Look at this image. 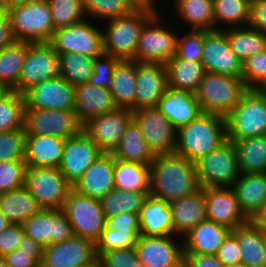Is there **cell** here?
I'll return each mask as SVG.
<instances>
[{
	"label": "cell",
	"instance_id": "1",
	"mask_svg": "<svg viewBox=\"0 0 266 267\" xmlns=\"http://www.w3.org/2000/svg\"><path fill=\"white\" fill-rule=\"evenodd\" d=\"M200 188L195 164L184 156L158 155L150 164V194L157 198L170 203Z\"/></svg>",
	"mask_w": 266,
	"mask_h": 267
},
{
	"label": "cell",
	"instance_id": "2",
	"mask_svg": "<svg viewBox=\"0 0 266 267\" xmlns=\"http://www.w3.org/2000/svg\"><path fill=\"white\" fill-rule=\"evenodd\" d=\"M227 140L226 118L202 112L177 129L175 153L195 163Z\"/></svg>",
	"mask_w": 266,
	"mask_h": 267
},
{
	"label": "cell",
	"instance_id": "3",
	"mask_svg": "<svg viewBox=\"0 0 266 267\" xmlns=\"http://www.w3.org/2000/svg\"><path fill=\"white\" fill-rule=\"evenodd\" d=\"M157 13L150 9L137 8L132 13L109 19L103 31L104 54L120 60H135L136 49L143 26Z\"/></svg>",
	"mask_w": 266,
	"mask_h": 267
},
{
	"label": "cell",
	"instance_id": "4",
	"mask_svg": "<svg viewBox=\"0 0 266 267\" xmlns=\"http://www.w3.org/2000/svg\"><path fill=\"white\" fill-rule=\"evenodd\" d=\"M247 89L241 77L206 72L194 94L203 113L227 117Z\"/></svg>",
	"mask_w": 266,
	"mask_h": 267
},
{
	"label": "cell",
	"instance_id": "5",
	"mask_svg": "<svg viewBox=\"0 0 266 267\" xmlns=\"http://www.w3.org/2000/svg\"><path fill=\"white\" fill-rule=\"evenodd\" d=\"M228 140L266 135V94L258 88H248L239 104L227 116Z\"/></svg>",
	"mask_w": 266,
	"mask_h": 267
},
{
	"label": "cell",
	"instance_id": "6",
	"mask_svg": "<svg viewBox=\"0 0 266 267\" xmlns=\"http://www.w3.org/2000/svg\"><path fill=\"white\" fill-rule=\"evenodd\" d=\"M9 20L17 41L49 42L55 31L47 0H33L10 9Z\"/></svg>",
	"mask_w": 266,
	"mask_h": 267
},
{
	"label": "cell",
	"instance_id": "7",
	"mask_svg": "<svg viewBox=\"0 0 266 267\" xmlns=\"http://www.w3.org/2000/svg\"><path fill=\"white\" fill-rule=\"evenodd\" d=\"M194 164L201 188H232L241 175L237 153L230 140Z\"/></svg>",
	"mask_w": 266,
	"mask_h": 267
},
{
	"label": "cell",
	"instance_id": "8",
	"mask_svg": "<svg viewBox=\"0 0 266 267\" xmlns=\"http://www.w3.org/2000/svg\"><path fill=\"white\" fill-rule=\"evenodd\" d=\"M75 236L96 243L106 226V218L98 198L82 195L71 189L62 209Z\"/></svg>",
	"mask_w": 266,
	"mask_h": 267
},
{
	"label": "cell",
	"instance_id": "9",
	"mask_svg": "<svg viewBox=\"0 0 266 267\" xmlns=\"http://www.w3.org/2000/svg\"><path fill=\"white\" fill-rule=\"evenodd\" d=\"M25 187L42 209H63L72 185L57 167H28Z\"/></svg>",
	"mask_w": 266,
	"mask_h": 267
},
{
	"label": "cell",
	"instance_id": "10",
	"mask_svg": "<svg viewBox=\"0 0 266 267\" xmlns=\"http://www.w3.org/2000/svg\"><path fill=\"white\" fill-rule=\"evenodd\" d=\"M48 43L58 55L74 52L98 58L104 54L103 32L87 20L55 30Z\"/></svg>",
	"mask_w": 266,
	"mask_h": 267
},
{
	"label": "cell",
	"instance_id": "11",
	"mask_svg": "<svg viewBox=\"0 0 266 267\" xmlns=\"http://www.w3.org/2000/svg\"><path fill=\"white\" fill-rule=\"evenodd\" d=\"M132 120L154 156L175 153L177 129L157 107L132 111Z\"/></svg>",
	"mask_w": 266,
	"mask_h": 267
},
{
	"label": "cell",
	"instance_id": "12",
	"mask_svg": "<svg viewBox=\"0 0 266 267\" xmlns=\"http://www.w3.org/2000/svg\"><path fill=\"white\" fill-rule=\"evenodd\" d=\"M59 76V55L48 42H27V56L18 82V93Z\"/></svg>",
	"mask_w": 266,
	"mask_h": 267
},
{
	"label": "cell",
	"instance_id": "13",
	"mask_svg": "<svg viewBox=\"0 0 266 267\" xmlns=\"http://www.w3.org/2000/svg\"><path fill=\"white\" fill-rule=\"evenodd\" d=\"M26 135H50L64 139L77 136L83 125L75 111L55 109H25Z\"/></svg>",
	"mask_w": 266,
	"mask_h": 267
},
{
	"label": "cell",
	"instance_id": "14",
	"mask_svg": "<svg viewBox=\"0 0 266 267\" xmlns=\"http://www.w3.org/2000/svg\"><path fill=\"white\" fill-rule=\"evenodd\" d=\"M156 13L142 28L136 49V61L141 63H161L163 65L177 52L178 35L160 23Z\"/></svg>",
	"mask_w": 266,
	"mask_h": 267
},
{
	"label": "cell",
	"instance_id": "15",
	"mask_svg": "<svg viewBox=\"0 0 266 267\" xmlns=\"http://www.w3.org/2000/svg\"><path fill=\"white\" fill-rule=\"evenodd\" d=\"M201 62L206 72L242 78L243 61L232 51L223 30H203Z\"/></svg>",
	"mask_w": 266,
	"mask_h": 267
},
{
	"label": "cell",
	"instance_id": "16",
	"mask_svg": "<svg viewBox=\"0 0 266 267\" xmlns=\"http://www.w3.org/2000/svg\"><path fill=\"white\" fill-rule=\"evenodd\" d=\"M25 109H55L74 111L75 86L61 76H56L27 90Z\"/></svg>",
	"mask_w": 266,
	"mask_h": 267
},
{
	"label": "cell",
	"instance_id": "17",
	"mask_svg": "<svg viewBox=\"0 0 266 267\" xmlns=\"http://www.w3.org/2000/svg\"><path fill=\"white\" fill-rule=\"evenodd\" d=\"M131 121L130 109L117 108L91 118L83 125V130L103 152L112 153Z\"/></svg>",
	"mask_w": 266,
	"mask_h": 267
},
{
	"label": "cell",
	"instance_id": "18",
	"mask_svg": "<svg viewBox=\"0 0 266 267\" xmlns=\"http://www.w3.org/2000/svg\"><path fill=\"white\" fill-rule=\"evenodd\" d=\"M103 153L97 144L82 130L65 141L60 171L72 185Z\"/></svg>",
	"mask_w": 266,
	"mask_h": 267
},
{
	"label": "cell",
	"instance_id": "19",
	"mask_svg": "<svg viewBox=\"0 0 266 267\" xmlns=\"http://www.w3.org/2000/svg\"><path fill=\"white\" fill-rule=\"evenodd\" d=\"M96 257L95 243L74 235L44 247L41 267H81Z\"/></svg>",
	"mask_w": 266,
	"mask_h": 267
},
{
	"label": "cell",
	"instance_id": "20",
	"mask_svg": "<svg viewBox=\"0 0 266 267\" xmlns=\"http://www.w3.org/2000/svg\"><path fill=\"white\" fill-rule=\"evenodd\" d=\"M135 247L144 267H181L183 265V245L177 244L170 235H140Z\"/></svg>",
	"mask_w": 266,
	"mask_h": 267
},
{
	"label": "cell",
	"instance_id": "21",
	"mask_svg": "<svg viewBox=\"0 0 266 267\" xmlns=\"http://www.w3.org/2000/svg\"><path fill=\"white\" fill-rule=\"evenodd\" d=\"M207 220L224 225L231 230L248 222L241 211L239 202L232 188H204Z\"/></svg>",
	"mask_w": 266,
	"mask_h": 267
},
{
	"label": "cell",
	"instance_id": "22",
	"mask_svg": "<svg viewBox=\"0 0 266 267\" xmlns=\"http://www.w3.org/2000/svg\"><path fill=\"white\" fill-rule=\"evenodd\" d=\"M135 110L157 107L168 88L166 66L136 61Z\"/></svg>",
	"mask_w": 266,
	"mask_h": 267
},
{
	"label": "cell",
	"instance_id": "23",
	"mask_svg": "<svg viewBox=\"0 0 266 267\" xmlns=\"http://www.w3.org/2000/svg\"><path fill=\"white\" fill-rule=\"evenodd\" d=\"M114 167L113 154L103 152L72 184V189L82 195L98 199L104 197L114 189Z\"/></svg>",
	"mask_w": 266,
	"mask_h": 267
},
{
	"label": "cell",
	"instance_id": "24",
	"mask_svg": "<svg viewBox=\"0 0 266 267\" xmlns=\"http://www.w3.org/2000/svg\"><path fill=\"white\" fill-rule=\"evenodd\" d=\"M112 93L104 87L90 82L75 86V113L84 125L91 118L116 110Z\"/></svg>",
	"mask_w": 266,
	"mask_h": 267
},
{
	"label": "cell",
	"instance_id": "25",
	"mask_svg": "<svg viewBox=\"0 0 266 267\" xmlns=\"http://www.w3.org/2000/svg\"><path fill=\"white\" fill-rule=\"evenodd\" d=\"M157 108L176 129L195 120L202 113L194 93L171 87L167 88Z\"/></svg>",
	"mask_w": 266,
	"mask_h": 267
},
{
	"label": "cell",
	"instance_id": "26",
	"mask_svg": "<svg viewBox=\"0 0 266 267\" xmlns=\"http://www.w3.org/2000/svg\"><path fill=\"white\" fill-rule=\"evenodd\" d=\"M66 139L50 135H26L27 167H57L62 163Z\"/></svg>",
	"mask_w": 266,
	"mask_h": 267
},
{
	"label": "cell",
	"instance_id": "27",
	"mask_svg": "<svg viewBox=\"0 0 266 267\" xmlns=\"http://www.w3.org/2000/svg\"><path fill=\"white\" fill-rule=\"evenodd\" d=\"M232 230L214 221L205 220L184 236V253L216 255Z\"/></svg>",
	"mask_w": 266,
	"mask_h": 267
},
{
	"label": "cell",
	"instance_id": "28",
	"mask_svg": "<svg viewBox=\"0 0 266 267\" xmlns=\"http://www.w3.org/2000/svg\"><path fill=\"white\" fill-rule=\"evenodd\" d=\"M175 235L185 236L199 223L207 220L204 188L169 203Z\"/></svg>",
	"mask_w": 266,
	"mask_h": 267
},
{
	"label": "cell",
	"instance_id": "29",
	"mask_svg": "<svg viewBox=\"0 0 266 267\" xmlns=\"http://www.w3.org/2000/svg\"><path fill=\"white\" fill-rule=\"evenodd\" d=\"M138 217L141 235L173 236L175 234L169 202L163 199L149 194Z\"/></svg>",
	"mask_w": 266,
	"mask_h": 267
},
{
	"label": "cell",
	"instance_id": "30",
	"mask_svg": "<svg viewBox=\"0 0 266 267\" xmlns=\"http://www.w3.org/2000/svg\"><path fill=\"white\" fill-rule=\"evenodd\" d=\"M232 189L241 211L249 219L266 201V173L241 174Z\"/></svg>",
	"mask_w": 266,
	"mask_h": 267
},
{
	"label": "cell",
	"instance_id": "31",
	"mask_svg": "<svg viewBox=\"0 0 266 267\" xmlns=\"http://www.w3.org/2000/svg\"><path fill=\"white\" fill-rule=\"evenodd\" d=\"M168 87L195 93L206 73L201 61H191L174 55L166 64Z\"/></svg>",
	"mask_w": 266,
	"mask_h": 267
},
{
	"label": "cell",
	"instance_id": "32",
	"mask_svg": "<svg viewBox=\"0 0 266 267\" xmlns=\"http://www.w3.org/2000/svg\"><path fill=\"white\" fill-rule=\"evenodd\" d=\"M232 233L237 237L241 251V263L246 267H266V248L263 232L249 221Z\"/></svg>",
	"mask_w": 266,
	"mask_h": 267
},
{
	"label": "cell",
	"instance_id": "33",
	"mask_svg": "<svg viewBox=\"0 0 266 267\" xmlns=\"http://www.w3.org/2000/svg\"><path fill=\"white\" fill-rule=\"evenodd\" d=\"M120 161L150 165L155 158L139 127L132 120L126 127L118 146L112 152Z\"/></svg>",
	"mask_w": 266,
	"mask_h": 267
},
{
	"label": "cell",
	"instance_id": "34",
	"mask_svg": "<svg viewBox=\"0 0 266 267\" xmlns=\"http://www.w3.org/2000/svg\"><path fill=\"white\" fill-rule=\"evenodd\" d=\"M136 61L120 60L113 72L111 93L118 108L135 110Z\"/></svg>",
	"mask_w": 266,
	"mask_h": 267
},
{
	"label": "cell",
	"instance_id": "35",
	"mask_svg": "<svg viewBox=\"0 0 266 267\" xmlns=\"http://www.w3.org/2000/svg\"><path fill=\"white\" fill-rule=\"evenodd\" d=\"M41 209L25 186L0 193V210L10 223L22 225Z\"/></svg>",
	"mask_w": 266,
	"mask_h": 267
},
{
	"label": "cell",
	"instance_id": "36",
	"mask_svg": "<svg viewBox=\"0 0 266 267\" xmlns=\"http://www.w3.org/2000/svg\"><path fill=\"white\" fill-rule=\"evenodd\" d=\"M241 174L266 173V135L233 142Z\"/></svg>",
	"mask_w": 266,
	"mask_h": 267
},
{
	"label": "cell",
	"instance_id": "37",
	"mask_svg": "<svg viewBox=\"0 0 266 267\" xmlns=\"http://www.w3.org/2000/svg\"><path fill=\"white\" fill-rule=\"evenodd\" d=\"M114 188L150 192V165L115 159Z\"/></svg>",
	"mask_w": 266,
	"mask_h": 267
},
{
	"label": "cell",
	"instance_id": "38",
	"mask_svg": "<svg viewBox=\"0 0 266 267\" xmlns=\"http://www.w3.org/2000/svg\"><path fill=\"white\" fill-rule=\"evenodd\" d=\"M27 56V42L16 41L0 50V85L18 92V82Z\"/></svg>",
	"mask_w": 266,
	"mask_h": 267
},
{
	"label": "cell",
	"instance_id": "39",
	"mask_svg": "<svg viewBox=\"0 0 266 267\" xmlns=\"http://www.w3.org/2000/svg\"><path fill=\"white\" fill-rule=\"evenodd\" d=\"M232 51L245 61L260 51L266 50V34L247 27H222Z\"/></svg>",
	"mask_w": 266,
	"mask_h": 267
},
{
	"label": "cell",
	"instance_id": "40",
	"mask_svg": "<svg viewBox=\"0 0 266 267\" xmlns=\"http://www.w3.org/2000/svg\"><path fill=\"white\" fill-rule=\"evenodd\" d=\"M177 14L192 30H214L213 0H175Z\"/></svg>",
	"mask_w": 266,
	"mask_h": 267
},
{
	"label": "cell",
	"instance_id": "41",
	"mask_svg": "<svg viewBox=\"0 0 266 267\" xmlns=\"http://www.w3.org/2000/svg\"><path fill=\"white\" fill-rule=\"evenodd\" d=\"M150 192L125 191L117 188L112 189L104 197L100 198L101 208L105 218L119 213L138 214Z\"/></svg>",
	"mask_w": 266,
	"mask_h": 267
},
{
	"label": "cell",
	"instance_id": "42",
	"mask_svg": "<svg viewBox=\"0 0 266 267\" xmlns=\"http://www.w3.org/2000/svg\"><path fill=\"white\" fill-rule=\"evenodd\" d=\"M94 60V57L74 52L59 54V76L73 86L89 83L93 74Z\"/></svg>",
	"mask_w": 266,
	"mask_h": 267
},
{
	"label": "cell",
	"instance_id": "43",
	"mask_svg": "<svg viewBox=\"0 0 266 267\" xmlns=\"http://www.w3.org/2000/svg\"><path fill=\"white\" fill-rule=\"evenodd\" d=\"M251 0H213L214 30H222L217 23L224 22L227 27L248 26ZM244 24V25H243ZM217 25V26H216ZM231 25V26H230Z\"/></svg>",
	"mask_w": 266,
	"mask_h": 267
},
{
	"label": "cell",
	"instance_id": "44",
	"mask_svg": "<svg viewBox=\"0 0 266 267\" xmlns=\"http://www.w3.org/2000/svg\"><path fill=\"white\" fill-rule=\"evenodd\" d=\"M25 101L23 95L8 90L0 98V133L24 128Z\"/></svg>",
	"mask_w": 266,
	"mask_h": 267
},
{
	"label": "cell",
	"instance_id": "45",
	"mask_svg": "<svg viewBox=\"0 0 266 267\" xmlns=\"http://www.w3.org/2000/svg\"><path fill=\"white\" fill-rule=\"evenodd\" d=\"M54 29H60L85 20L83 0H47Z\"/></svg>",
	"mask_w": 266,
	"mask_h": 267
},
{
	"label": "cell",
	"instance_id": "46",
	"mask_svg": "<svg viewBox=\"0 0 266 267\" xmlns=\"http://www.w3.org/2000/svg\"><path fill=\"white\" fill-rule=\"evenodd\" d=\"M140 235V230H113L105 226L100 239L95 243L96 254L100 256L106 251L134 247Z\"/></svg>",
	"mask_w": 266,
	"mask_h": 267
},
{
	"label": "cell",
	"instance_id": "47",
	"mask_svg": "<svg viewBox=\"0 0 266 267\" xmlns=\"http://www.w3.org/2000/svg\"><path fill=\"white\" fill-rule=\"evenodd\" d=\"M83 5L86 17L107 20L126 16L137 9L130 0H83Z\"/></svg>",
	"mask_w": 266,
	"mask_h": 267
},
{
	"label": "cell",
	"instance_id": "48",
	"mask_svg": "<svg viewBox=\"0 0 266 267\" xmlns=\"http://www.w3.org/2000/svg\"><path fill=\"white\" fill-rule=\"evenodd\" d=\"M22 225L25 234L31 237L35 242H38L43 247L52 244V209H41Z\"/></svg>",
	"mask_w": 266,
	"mask_h": 267
},
{
	"label": "cell",
	"instance_id": "49",
	"mask_svg": "<svg viewBox=\"0 0 266 267\" xmlns=\"http://www.w3.org/2000/svg\"><path fill=\"white\" fill-rule=\"evenodd\" d=\"M25 128L0 133V162L24 160Z\"/></svg>",
	"mask_w": 266,
	"mask_h": 267
},
{
	"label": "cell",
	"instance_id": "50",
	"mask_svg": "<svg viewBox=\"0 0 266 267\" xmlns=\"http://www.w3.org/2000/svg\"><path fill=\"white\" fill-rule=\"evenodd\" d=\"M27 168L24 160L0 162V193L25 186Z\"/></svg>",
	"mask_w": 266,
	"mask_h": 267
},
{
	"label": "cell",
	"instance_id": "51",
	"mask_svg": "<svg viewBox=\"0 0 266 267\" xmlns=\"http://www.w3.org/2000/svg\"><path fill=\"white\" fill-rule=\"evenodd\" d=\"M242 78L247 88L260 89L266 82V50L243 61Z\"/></svg>",
	"mask_w": 266,
	"mask_h": 267
},
{
	"label": "cell",
	"instance_id": "52",
	"mask_svg": "<svg viewBox=\"0 0 266 267\" xmlns=\"http://www.w3.org/2000/svg\"><path fill=\"white\" fill-rule=\"evenodd\" d=\"M203 53V30H189L178 37L176 56L184 60L201 61Z\"/></svg>",
	"mask_w": 266,
	"mask_h": 267
},
{
	"label": "cell",
	"instance_id": "53",
	"mask_svg": "<svg viewBox=\"0 0 266 267\" xmlns=\"http://www.w3.org/2000/svg\"><path fill=\"white\" fill-rule=\"evenodd\" d=\"M119 61V58L106 54L95 58L90 83L111 91L113 86V72Z\"/></svg>",
	"mask_w": 266,
	"mask_h": 267
},
{
	"label": "cell",
	"instance_id": "54",
	"mask_svg": "<svg viewBox=\"0 0 266 267\" xmlns=\"http://www.w3.org/2000/svg\"><path fill=\"white\" fill-rule=\"evenodd\" d=\"M103 267H144L136 247L106 251L99 256Z\"/></svg>",
	"mask_w": 266,
	"mask_h": 267
},
{
	"label": "cell",
	"instance_id": "55",
	"mask_svg": "<svg viewBox=\"0 0 266 267\" xmlns=\"http://www.w3.org/2000/svg\"><path fill=\"white\" fill-rule=\"evenodd\" d=\"M25 235L23 225L11 223L0 233V258L18 248Z\"/></svg>",
	"mask_w": 266,
	"mask_h": 267
},
{
	"label": "cell",
	"instance_id": "56",
	"mask_svg": "<svg viewBox=\"0 0 266 267\" xmlns=\"http://www.w3.org/2000/svg\"><path fill=\"white\" fill-rule=\"evenodd\" d=\"M52 244L61 243L74 236L73 228L62 209H52Z\"/></svg>",
	"mask_w": 266,
	"mask_h": 267
},
{
	"label": "cell",
	"instance_id": "57",
	"mask_svg": "<svg viewBox=\"0 0 266 267\" xmlns=\"http://www.w3.org/2000/svg\"><path fill=\"white\" fill-rule=\"evenodd\" d=\"M216 257L225 266L241 262V251L238 240L232 232L228 235L223 245L217 251Z\"/></svg>",
	"mask_w": 266,
	"mask_h": 267
},
{
	"label": "cell",
	"instance_id": "58",
	"mask_svg": "<svg viewBox=\"0 0 266 267\" xmlns=\"http://www.w3.org/2000/svg\"><path fill=\"white\" fill-rule=\"evenodd\" d=\"M248 26L266 34V0L250 1V20Z\"/></svg>",
	"mask_w": 266,
	"mask_h": 267
},
{
	"label": "cell",
	"instance_id": "59",
	"mask_svg": "<svg viewBox=\"0 0 266 267\" xmlns=\"http://www.w3.org/2000/svg\"><path fill=\"white\" fill-rule=\"evenodd\" d=\"M106 226L113 230H140L138 214L134 213H119L109 217L106 219Z\"/></svg>",
	"mask_w": 266,
	"mask_h": 267
},
{
	"label": "cell",
	"instance_id": "60",
	"mask_svg": "<svg viewBox=\"0 0 266 267\" xmlns=\"http://www.w3.org/2000/svg\"><path fill=\"white\" fill-rule=\"evenodd\" d=\"M184 267H226L216 255L183 254Z\"/></svg>",
	"mask_w": 266,
	"mask_h": 267
},
{
	"label": "cell",
	"instance_id": "61",
	"mask_svg": "<svg viewBox=\"0 0 266 267\" xmlns=\"http://www.w3.org/2000/svg\"><path fill=\"white\" fill-rule=\"evenodd\" d=\"M14 37L9 20V10L0 5V50L13 45Z\"/></svg>",
	"mask_w": 266,
	"mask_h": 267
},
{
	"label": "cell",
	"instance_id": "62",
	"mask_svg": "<svg viewBox=\"0 0 266 267\" xmlns=\"http://www.w3.org/2000/svg\"><path fill=\"white\" fill-rule=\"evenodd\" d=\"M10 267H41L32 257V253H26L20 249H15L3 257Z\"/></svg>",
	"mask_w": 266,
	"mask_h": 267
},
{
	"label": "cell",
	"instance_id": "63",
	"mask_svg": "<svg viewBox=\"0 0 266 267\" xmlns=\"http://www.w3.org/2000/svg\"><path fill=\"white\" fill-rule=\"evenodd\" d=\"M18 249L26 253H32V257L41 265L44 247L31 237L25 234L23 240L19 243Z\"/></svg>",
	"mask_w": 266,
	"mask_h": 267
},
{
	"label": "cell",
	"instance_id": "64",
	"mask_svg": "<svg viewBox=\"0 0 266 267\" xmlns=\"http://www.w3.org/2000/svg\"><path fill=\"white\" fill-rule=\"evenodd\" d=\"M248 221L262 232H266V201L253 215L250 216Z\"/></svg>",
	"mask_w": 266,
	"mask_h": 267
},
{
	"label": "cell",
	"instance_id": "65",
	"mask_svg": "<svg viewBox=\"0 0 266 267\" xmlns=\"http://www.w3.org/2000/svg\"><path fill=\"white\" fill-rule=\"evenodd\" d=\"M30 1L33 0H0V5L6 8L7 10H10L12 8L27 4Z\"/></svg>",
	"mask_w": 266,
	"mask_h": 267
},
{
	"label": "cell",
	"instance_id": "66",
	"mask_svg": "<svg viewBox=\"0 0 266 267\" xmlns=\"http://www.w3.org/2000/svg\"><path fill=\"white\" fill-rule=\"evenodd\" d=\"M11 223L5 216V214L0 210V233L5 230Z\"/></svg>",
	"mask_w": 266,
	"mask_h": 267
},
{
	"label": "cell",
	"instance_id": "67",
	"mask_svg": "<svg viewBox=\"0 0 266 267\" xmlns=\"http://www.w3.org/2000/svg\"><path fill=\"white\" fill-rule=\"evenodd\" d=\"M136 8L149 9V0H130Z\"/></svg>",
	"mask_w": 266,
	"mask_h": 267
},
{
	"label": "cell",
	"instance_id": "68",
	"mask_svg": "<svg viewBox=\"0 0 266 267\" xmlns=\"http://www.w3.org/2000/svg\"><path fill=\"white\" fill-rule=\"evenodd\" d=\"M81 267H103L101 258L97 256L95 259H93L91 262L82 265Z\"/></svg>",
	"mask_w": 266,
	"mask_h": 267
},
{
	"label": "cell",
	"instance_id": "69",
	"mask_svg": "<svg viewBox=\"0 0 266 267\" xmlns=\"http://www.w3.org/2000/svg\"><path fill=\"white\" fill-rule=\"evenodd\" d=\"M9 89L3 85H0V98L8 91Z\"/></svg>",
	"mask_w": 266,
	"mask_h": 267
},
{
	"label": "cell",
	"instance_id": "70",
	"mask_svg": "<svg viewBox=\"0 0 266 267\" xmlns=\"http://www.w3.org/2000/svg\"><path fill=\"white\" fill-rule=\"evenodd\" d=\"M155 1L154 0H149V9L150 10L157 11V9L154 6Z\"/></svg>",
	"mask_w": 266,
	"mask_h": 267
},
{
	"label": "cell",
	"instance_id": "71",
	"mask_svg": "<svg viewBox=\"0 0 266 267\" xmlns=\"http://www.w3.org/2000/svg\"><path fill=\"white\" fill-rule=\"evenodd\" d=\"M0 267H10L4 258H0Z\"/></svg>",
	"mask_w": 266,
	"mask_h": 267
},
{
	"label": "cell",
	"instance_id": "72",
	"mask_svg": "<svg viewBox=\"0 0 266 267\" xmlns=\"http://www.w3.org/2000/svg\"><path fill=\"white\" fill-rule=\"evenodd\" d=\"M226 267H246V266L240 262L236 264L227 265Z\"/></svg>",
	"mask_w": 266,
	"mask_h": 267
},
{
	"label": "cell",
	"instance_id": "73",
	"mask_svg": "<svg viewBox=\"0 0 266 267\" xmlns=\"http://www.w3.org/2000/svg\"><path fill=\"white\" fill-rule=\"evenodd\" d=\"M260 89L266 94V82L264 83V85Z\"/></svg>",
	"mask_w": 266,
	"mask_h": 267
},
{
	"label": "cell",
	"instance_id": "74",
	"mask_svg": "<svg viewBox=\"0 0 266 267\" xmlns=\"http://www.w3.org/2000/svg\"><path fill=\"white\" fill-rule=\"evenodd\" d=\"M263 240H264V244H265V248H266V232H263Z\"/></svg>",
	"mask_w": 266,
	"mask_h": 267
}]
</instances>
